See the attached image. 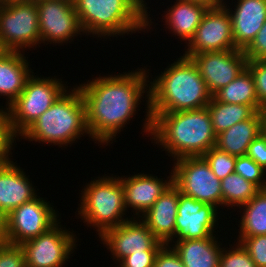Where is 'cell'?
I'll return each instance as SVG.
<instances>
[{
    "instance_id": "obj_5",
    "label": "cell",
    "mask_w": 266,
    "mask_h": 267,
    "mask_svg": "<svg viewBox=\"0 0 266 267\" xmlns=\"http://www.w3.org/2000/svg\"><path fill=\"white\" fill-rule=\"evenodd\" d=\"M71 90V91H70ZM83 134L90 133L86 123V107L76 85L65 91L56 102L31 124L19 137L28 141L67 146ZM82 135V136H81ZM77 139V140H76Z\"/></svg>"
},
{
    "instance_id": "obj_23",
    "label": "cell",
    "mask_w": 266,
    "mask_h": 267,
    "mask_svg": "<svg viewBox=\"0 0 266 267\" xmlns=\"http://www.w3.org/2000/svg\"><path fill=\"white\" fill-rule=\"evenodd\" d=\"M262 133V114L240 121L216 136L215 147L235 157L245 156L248 146Z\"/></svg>"
},
{
    "instance_id": "obj_21",
    "label": "cell",
    "mask_w": 266,
    "mask_h": 267,
    "mask_svg": "<svg viewBox=\"0 0 266 267\" xmlns=\"http://www.w3.org/2000/svg\"><path fill=\"white\" fill-rule=\"evenodd\" d=\"M24 55L22 51H6L0 56V96L6 97V108L17 99L34 73Z\"/></svg>"
},
{
    "instance_id": "obj_24",
    "label": "cell",
    "mask_w": 266,
    "mask_h": 267,
    "mask_svg": "<svg viewBox=\"0 0 266 267\" xmlns=\"http://www.w3.org/2000/svg\"><path fill=\"white\" fill-rule=\"evenodd\" d=\"M171 244V245H170ZM178 253L185 267H218L223 247L216 237L204 239H183L168 243Z\"/></svg>"
},
{
    "instance_id": "obj_14",
    "label": "cell",
    "mask_w": 266,
    "mask_h": 267,
    "mask_svg": "<svg viewBox=\"0 0 266 267\" xmlns=\"http://www.w3.org/2000/svg\"><path fill=\"white\" fill-rule=\"evenodd\" d=\"M136 218V216L131 217L124 223L107 229L98 236L103 245L112 253L113 260H117L118 263L130 254L159 251L164 245L140 218Z\"/></svg>"
},
{
    "instance_id": "obj_29",
    "label": "cell",
    "mask_w": 266,
    "mask_h": 267,
    "mask_svg": "<svg viewBox=\"0 0 266 267\" xmlns=\"http://www.w3.org/2000/svg\"><path fill=\"white\" fill-rule=\"evenodd\" d=\"M205 161L209 164L214 175L222 180L228 175L234 173L236 158L217 147H212L203 156Z\"/></svg>"
},
{
    "instance_id": "obj_18",
    "label": "cell",
    "mask_w": 266,
    "mask_h": 267,
    "mask_svg": "<svg viewBox=\"0 0 266 267\" xmlns=\"http://www.w3.org/2000/svg\"><path fill=\"white\" fill-rule=\"evenodd\" d=\"M234 10L225 3L232 25L235 47L245 50L266 21V0H237ZM229 7V8H228Z\"/></svg>"
},
{
    "instance_id": "obj_35",
    "label": "cell",
    "mask_w": 266,
    "mask_h": 267,
    "mask_svg": "<svg viewBox=\"0 0 266 267\" xmlns=\"http://www.w3.org/2000/svg\"><path fill=\"white\" fill-rule=\"evenodd\" d=\"M0 267H26L20 245L0 242Z\"/></svg>"
},
{
    "instance_id": "obj_20",
    "label": "cell",
    "mask_w": 266,
    "mask_h": 267,
    "mask_svg": "<svg viewBox=\"0 0 266 267\" xmlns=\"http://www.w3.org/2000/svg\"><path fill=\"white\" fill-rule=\"evenodd\" d=\"M179 188L172 182L158 200L140 216L153 235L164 244L175 236Z\"/></svg>"
},
{
    "instance_id": "obj_33",
    "label": "cell",
    "mask_w": 266,
    "mask_h": 267,
    "mask_svg": "<svg viewBox=\"0 0 266 267\" xmlns=\"http://www.w3.org/2000/svg\"><path fill=\"white\" fill-rule=\"evenodd\" d=\"M237 242L245 248L257 267H266V235L238 237Z\"/></svg>"
},
{
    "instance_id": "obj_7",
    "label": "cell",
    "mask_w": 266,
    "mask_h": 267,
    "mask_svg": "<svg viewBox=\"0 0 266 267\" xmlns=\"http://www.w3.org/2000/svg\"><path fill=\"white\" fill-rule=\"evenodd\" d=\"M32 75L17 99L9 106L11 127L18 137L68 90L62 79ZM51 78V79H50Z\"/></svg>"
},
{
    "instance_id": "obj_38",
    "label": "cell",
    "mask_w": 266,
    "mask_h": 267,
    "mask_svg": "<svg viewBox=\"0 0 266 267\" xmlns=\"http://www.w3.org/2000/svg\"><path fill=\"white\" fill-rule=\"evenodd\" d=\"M158 251H143L133 253L123 258L117 267H153Z\"/></svg>"
},
{
    "instance_id": "obj_2",
    "label": "cell",
    "mask_w": 266,
    "mask_h": 267,
    "mask_svg": "<svg viewBox=\"0 0 266 267\" xmlns=\"http://www.w3.org/2000/svg\"><path fill=\"white\" fill-rule=\"evenodd\" d=\"M150 114L151 140L168 151L167 155H171L173 161L183 157L203 156L216 144L217 135L207 107Z\"/></svg>"
},
{
    "instance_id": "obj_28",
    "label": "cell",
    "mask_w": 266,
    "mask_h": 267,
    "mask_svg": "<svg viewBox=\"0 0 266 267\" xmlns=\"http://www.w3.org/2000/svg\"><path fill=\"white\" fill-rule=\"evenodd\" d=\"M223 207H240L249 202L260 189L236 173L221 180Z\"/></svg>"
},
{
    "instance_id": "obj_26",
    "label": "cell",
    "mask_w": 266,
    "mask_h": 267,
    "mask_svg": "<svg viewBox=\"0 0 266 267\" xmlns=\"http://www.w3.org/2000/svg\"><path fill=\"white\" fill-rule=\"evenodd\" d=\"M206 107L216 135L240 121L251 118L257 112L251 105L228 104L217 101L213 96Z\"/></svg>"
},
{
    "instance_id": "obj_19",
    "label": "cell",
    "mask_w": 266,
    "mask_h": 267,
    "mask_svg": "<svg viewBox=\"0 0 266 267\" xmlns=\"http://www.w3.org/2000/svg\"><path fill=\"white\" fill-rule=\"evenodd\" d=\"M28 177L14 161L0 164V211L5 216L38 196Z\"/></svg>"
},
{
    "instance_id": "obj_36",
    "label": "cell",
    "mask_w": 266,
    "mask_h": 267,
    "mask_svg": "<svg viewBox=\"0 0 266 267\" xmlns=\"http://www.w3.org/2000/svg\"><path fill=\"white\" fill-rule=\"evenodd\" d=\"M244 53L248 60H266V21Z\"/></svg>"
},
{
    "instance_id": "obj_12",
    "label": "cell",
    "mask_w": 266,
    "mask_h": 267,
    "mask_svg": "<svg viewBox=\"0 0 266 267\" xmlns=\"http://www.w3.org/2000/svg\"><path fill=\"white\" fill-rule=\"evenodd\" d=\"M35 3L41 43L62 45L84 34L73 3L60 0H35Z\"/></svg>"
},
{
    "instance_id": "obj_13",
    "label": "cell",
    "mask_w": 266,
    "mask_h": 267,
    "mask_svg": "<svg viewBox=\"0 0 266 267\" xmlns=\"http://www.w3.org/2000/svg\"><path fill=\"white\" fill-rule=\"evenodd\" d=\"M183 56L203 52L235 50L231 17L225 5L209 7L193 37L187 42Z\"/></svg>"
},
{
    "instance_id": "obj_39",
    "label": "cell",
    "mask_w": 266,
    "mask_h": 267,
    "mask_svg": "<svg viewBox=\"0 0 266 267\" xmlns=\"http://www.w3.org/2000/svg\"><path fill=\"white\" fill-rule=\"evenodd\" d=\"M246 156L266 171V136L259 134L248 146Z\"/></svg>"
},
{
    "instance_id": "obj_31",
    "label": "cell",
    "mask_w": 266,
    "mask_h": 267,
    "mask_svg": "<svg viewBox=\"0 0 266 267\" xmlns=\"http://www.w3.org/2000/svg\"><path fill=\"white\" fill-rule=\"evenodd\" d=\"M18 137L14 134L8 108L0 109V164L10 162L13 150V143ZM11 154V155H10ZM10 155V156H9Z\"/></svg>"
},
{
    "instance_id": "obj_11",
    "label": "cell",
    "mask_w": 266,
    "mask_h": 267,
    "mask_svg": "<svg viewBox=\"0 0 266 267\" xmlns=\"http://www.w3.org/2000/svg\"><path fill=\"white\" fill-rule=\"evenodd\" d=\"M60 223L58 221L46 232L20 245L26 267H62L66 264L77 247V236Z\"/></svg>"
},
{
    "instance_id": "obj_3",
    "label": "cell",
    "mask_w": 266,
    "mask_h": 267,
    "mask_svg": "<svg viewBox=\"0 0 266 267\" xmlns=\"http://www.w3.org/2000/svg\"><path fill=\"white\" fill-rule=\"evenodd\" d=\"M149 84L150 113H171L206 107L212 95L190 57L180 56Z\"/></svg>"
},
{
    "instance_id": "obj_6",
    "label": "cell",
    "mask_w": 266,
    "mask_h": 267,
    "mask_svg": "<svg viewBox=\"0 0 266 267\" xmlns=\"http://www.w3.org/2000/svg\"><path fill=\"white\" fill-rule=\"evenodd\" d=\"M86 184L81 191L78 215L87 226L95 227L100 236L105 230L129 220L120 177L103 176ZM125 212V213H124Z\"/></svg>"
},
{
    "instance_id": "obj_17",
    "label": "cell",
    "mask_w": 266,
    "mask_h": 267,
    "mask_svg": "<svg viewBox=\"0 0 266 267\" xmlns=\"http://www.w3.org/2000/svg\"><path fill=\"white\" fill-rule=\"evenodd\" d=\"M167 180L157 176L138 173L129 177H120L124 190L126 209L132 208L137 218L149 210L167 187L173 182V171ZM128 177V178H127ZM162 179V180H161Z\"/></svg>"
},
{
    "instance_id": "obj_41",
    "label": "cell",
    "mask_w": 266,
    "mask_h": 267,
    "mask_svg": "<svg viewBox=\"0 0 266 267\" xmlns=\"http://www.w3.org/2000/svg\"><path fill=\"white\" fill-rule=\"evenodd\" d=\"M188 1L200 2L208 5L209 7L218 6L224 2V0H188Z\"/></svg>"
},
{
    "instance_id": "obj_15",
    "label": "cell",
    "mask_w": 266,
    "mask_h": 267,
    "mask_svg": "<svg viewBox=\"0 0 266 267\" xmlns=\"http://www.w3.org/2000/svg\"><path fill=\"white\" fill-rule=\"evenodd\" d=\"M208 91L213 96L247 68L244 50H224L191 55Z\"/></svg>"
},
{
    "instance_id": "obj_32",
    "label": "cell",
    "mask_w": 266,
    "mask_h": 267,
    "mask_svg": "<svg viewBox=\"0 0 266 267\" xmlns=\"http://www.w3.org/2000/svg\"><path fill=\"white\" fill-rule=\"evenodd\" d=\"M230 246L232 245H229L228 250L225 246L222 248L218 267H257L240 242H236L233 247Z\"/></svg>"
},
{
    "instance_id": "obj_30",
    "label": "cell",
    "mask_w": 266,
    "mask_h": 267,
    "mask_svg": "<svg viewBox=\"0 0 266 267\" xmlns=\"http://www.w3.org/2000/svg\"><path fill=\"white\" fill-rule=\"evenodd\" d=\"M266 171L248 156L236 158L234 173L255 184L260 190L266 189Z\"/></svg>"
},
{
    "instance_id": "obj_9",
    "label": "cell",
    "mask_w": 266,
    "mask_h": 267,
    "mask_svg": "<svg viewBox=\"0 0 266 267\" xmlns=\"http://www.w3.org/2000/svg\"><path fill=\"white\" fill-rule=\"evenodd\" d=\"M176 161V162H175ZM174 161L173 183L180 193L197 201L222 207L221 180L202 156L183 157Z\"/></svg>"
},
{
    "instance_id": "obj_16",
    "label": "cell",
    "mask_w": 266,
    "mask_h": 267,
    "mask_svg": "<svg viewBox=\"0 0 266 267\" xmlns=\"http://www.w3.org/2000/svg\"><path fill=\"white\" fill-rule=\"evenodd\" d=\"M217 209L214 205L197 201L180 193L179 190L175 236L169 243H172V241L175 243L183 239L216 237L214 228L219 225Z\"/></svg>"
},
{
    "instance_id": "obj_43",
    "label": "cell",
    "mask_w": 266,
    "mask_h": 267,
    "mask_svg": "<svg viewBox=\"0 0 266 267\" xmlns=\"http://www.w3.org/2000/svg\"><path fill=\"white\" fill-rule=\"evenodd\" d=\"M5 52H6V50L4 49V47L2 46V44L0 42V56Z\"/></svg>"
},
{
    "instance_id": "obj_10",
    "label": "cell",
    "mask_w": 266,
    "mask_h": 267,
    "mask_svg": "<svg viewBox=\"0 0 266 267\" xmlns=\"http://www.w3.org/2000/svg\"><path fill=\"white\" fill-rule=\"evenodd\" d=\"M49 203L42 197L37 196L9 213L6 216L4 241L21 245L54 226L60 220L57 219L59 214L57 215L58 212Z\"/></svg>"
},
{
    "instance_id": "obj_27",
    "label": "cell",
    "mask_w": 266,
    "mask_h": 267,
    "mask_svg": "<svg viewBox=\"0 0 266 267\" xmlns=\"http://www.w3.org/2000/svg\"><path fill=\"white\" fill-rule=\"evenodd\" d=\"M243 209L238 237L266 235V189L260 190L249 202L240 207Z\"/></svg>"
},
{
    "instance_id": "obj_25",
    "label": "cell",
    "mask_w": 266,
    "mask_h": 267,
    "mask_svg": "<svg viewBox=\"0 0 266 267\" xmlns=\"http://www.w3.org/2000/svg\"><path fill=\"white\" fill-rule=\"evenodd\" d=\"M213 97L228 104L251 105L256 111H261L257 97L253 75L246 68L227 86L218 90Z\"/></svg>"
},
{
    "instance_id": "obj_4",
    "label": "cell",
    "mask_w": 266,
    "mask_h": 267,
    "mask_svg": "<svg viewBox=\"0 0 266 267\" xmlns=\"http://www.w3.org/2000/svg\"><path fill=\"white\" fill-rule=\"evenodd\" d=\"M145 2V3H144ZM145 0H74L80 25L87 35L102 39L149 31L152 19ZM143 29V30H142ZM110 36V37H109Z\"/></svg>"
},
{
    "instance_id": "obj_22",
    "label": "cell",
    "mask_w": 266,
    "mask_h": 267,
    "mask_svg": "<svg viewBox=\"0 0 266 267\" xmlns=\"http://www.w3.org/2000/svg\"><path fill=\"white\" fill-rule=\"evenodd\" d=\"M209 6L200 2L176 0L164 15L166 29H171L174 35L183 41L189 42L200 25Z\"/></svg>"
},
{
    "instance_id": "obj_1",
    "label": "cell",
    "mask_w": 266,
    "mask_h": 267,
    "mask_svg": "<svg viewBox=\"0 0 266 267\" xmlns=\"http://www.w3.org/2000/svg\"><path fill=\"white\" fill-rule=\"evenodd\" d=\"M138 70V71H137ZM139 67L119 75L95 77L79 84L86 107V123L90 138L99 145H108L136 114L138 105L145 98L147 106L144 133L151 134L152 117L149 110V75ZM146 89V90H145ZM148 90V91H147ZM146 92V93H145ZM118 133V134H117Z\"/></svg>"
},
{
    "instance_id": "obj_44",
    "label": "cell",
    "mask_w": 266,
    "mask_h": 267,
    "mask_svg": "<svg viewBox=\"0 0 266 267\" xmlns=\"http://www.w3.org/2000/svg\"><path fill=\"white\" fill-rule=\"evenodd\" d=\"M9 1H15V0H0V3L9 2Z\"/></svg>"
},
{
    "instance_id": "obj_37",
    "label": "cell",
    "mask_w": 266,
    "mask_h": 267,
    "mask_svg": "<svg viewBox=\"0 0 266 267\" xmlns=\"http://www.w3.org/2000/svg\"><path fill=\"white\" fill-rule=\"evenodd\" d=\"M153 267H185L174 248L164 244L156 254Z\"/></svg>"
},
{
    "instance_id": "obj_40",
    "label": "cell",
    "mask_w": 266,
    "mask_h": 267,
    "mask_svg": "<svg viewBox=\"0 0 266 267\" xmlns=\"http://www.w3.org/2000/svg\"><path fill=\"white\" fill-rule=\"evenodd\" d=\"M6 232V216L0 211V242H4Z\"/></svg>"
},
{
    "instance_id": "obj_45",
    "label": "cell",
    "mask_w": 266,
    "mask_h": 267,
    "mask_svg": "<svg viewBox=\"0 0 266 267\" xmlns=\"http://www.w3.org/2000/svg\"><path fill=\"white\" fill-rule=\"evenodd\" d=\"M60 1H66V2H70V3L74 2V0H60Z\"/></svg>"
},
{
    "instance_id": "obj_42",
    "label": "cell",
    "mask_w": 266,
    "mask_h": 267,
    "mask_svg": "<svg viewBox=\"0 0 266 267\" xmlns=\"http://www.w3.org/2000/svg\"><path fill=\"white\" fill-rule=\"evenodd\" d=\"M262 114V133L266 136V105L261 108Z\"/></svg>"
},
{
    "instance_id": "obj_8",
    "label": "cell",
    "mask_w": 266,
    "mask_h": 267,
    "mask_svg": "<svg viewBox=\"0 0 266 267\" xmlns=\"http://www.w3.org/2000/svg\"><path fill=\"white\" fill-rule=\"evenodd\" d=\"M0 42L6 51H25L41 44L35 0L0 3Z\"/></svg>"
},
{
    "instance_id": "obj_34",
    "label": "cell",
    "mask_w": 266,
    "mask_h": 267,
    "mask_svg": "<svg viewBox=\"0 0 266 267\" xmlns=\"http://www.w3.org/2000/svg\"><path fill=\"white\" fill-rule=\"evenodd\" d=\"M247 68L253 75L259 104L266 105V60H248Z\"/></svg>"
}]
</instances>
